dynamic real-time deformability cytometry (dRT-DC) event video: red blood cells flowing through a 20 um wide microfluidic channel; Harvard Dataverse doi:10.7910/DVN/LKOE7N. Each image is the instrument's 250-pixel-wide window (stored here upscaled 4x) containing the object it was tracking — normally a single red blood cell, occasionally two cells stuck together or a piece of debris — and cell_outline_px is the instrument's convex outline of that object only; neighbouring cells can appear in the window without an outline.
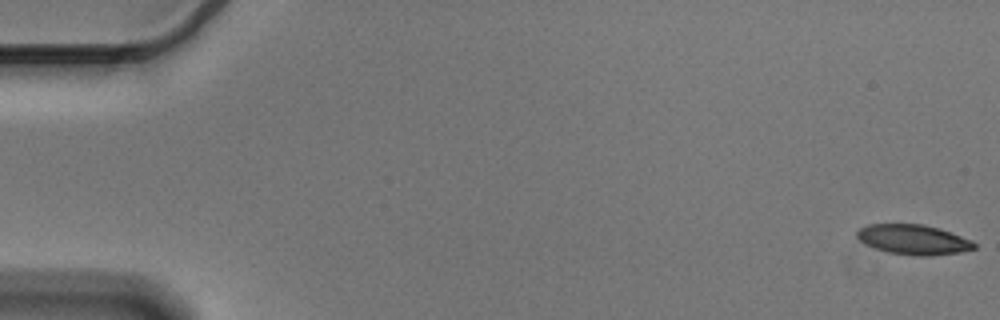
{"species": "Egyptian fruit bat (a non-hibernating species)", "species_latin": "Rousettus aegyptiacus", "temperature_condition": "cold", "stored_images_in_passage": 56, "camera_frame_rate_fps": 3000, "um_per_image_px": 0.085, "animal": {"sex": "male"}, "frame": {"image": 1, "passage_image": 1, "time_ms": 0.0, "image_size_px": [1000, 320], "cell_outline_px": [[976, 248], [960, 252], [932, 256], [920, 256], [888, 252], [876, 248], [860, 240], [856, 236], [856, 232], [860, 228], [868, 224], [924, 224], [940, 228], [972, 240], [976, 244]], "centroid_in_image_um": [77.67, 20.36], "position_along_channel_um": 7.3, "area_um2": 20.4}}
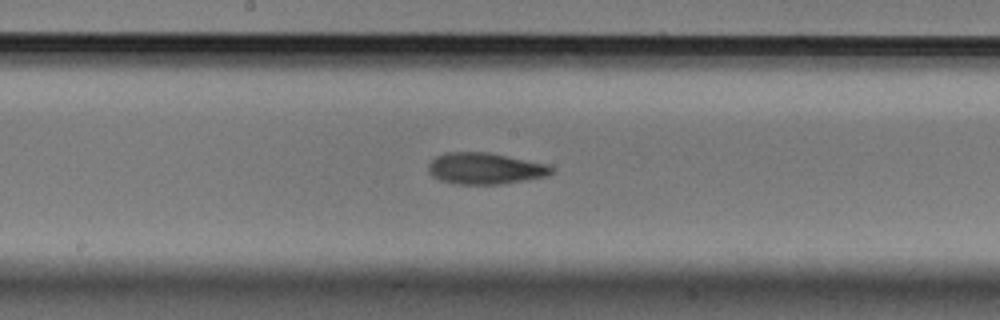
{"frame": {"image": 2, "passage_image": 30, "time_ms": 9.667, "image_size_px": [1000, 320], "cell_outline_px": [[552, 172], [548, 176], [528, 180], [504, 184], [456, 184], [440, 180], [432, 176], [428, 172], [428, 164], [436, 156], [444, 152], [488, 152], [548, 164], [552, 168]], "centroid_in_image_um": [41.22, 14.32], "position_along_channel_um": 207.0, "area_um2": 22.72}}
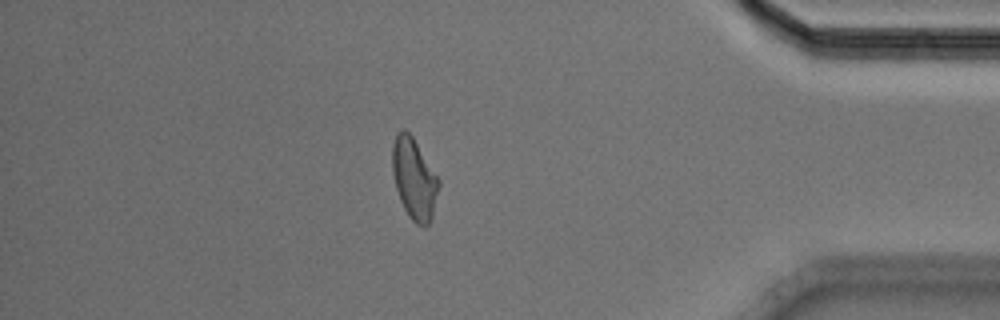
{"frame": {"image": 3, "passage_image": 49, "time_ms": 16.0, "image_size_px": [1000, 320], "cell_outline_px": [[440, 184], [432, 220], [424, 228], [416, 224], [408, 216], [400, 200], [396, 188], [392, 172], [392, 144], [396, 136], [404, 128], [412, 136], [440, 180]], "centroid_in_image_um": [35.21, 15.24], "position_along_channel_um": 400.0, "area_um2": 21.96}, "authors_computed_cell_mechanics": {"area_um2": 21.7906, "velocity_mm_per_s": 3.5785, "shape_relaxation_time_tau1_ms": 5.8, "shape_relaxation_time_tau2_ms": 5.1006, "deformation_change_tau1": 0.1637, "deformation_change_tau2": 0.1017}}